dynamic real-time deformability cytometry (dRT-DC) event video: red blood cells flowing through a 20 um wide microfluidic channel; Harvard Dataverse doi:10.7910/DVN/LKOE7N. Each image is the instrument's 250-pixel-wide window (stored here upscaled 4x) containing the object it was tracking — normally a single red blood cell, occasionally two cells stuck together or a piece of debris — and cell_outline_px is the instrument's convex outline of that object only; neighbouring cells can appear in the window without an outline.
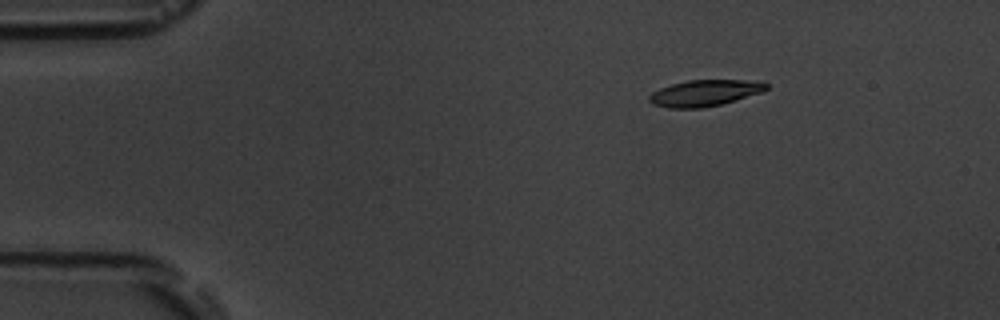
{"species": "common noctule bat (a hibernating species)", "species_latin": "Nyctalus noctula", "temperature_condition": "room temperature", "stored_images_in_passage": 5, "camera_frame_rate_fps": 3000, "um_per_image_px": 0.085, "animal": {"sex": "male", "body_mass_g": 19.5, "forearm_length_mm": 54.6}, "frame": {"image": 1, "passage_image": 3, "time_ms": 2.0, "image_size_px": [1000, 320], "cell_outline_px": [[768, 88], [764, 92], [736, 100], [720, 104], [700, 108], [668, 108], [652, 104], [648, 100], [648, 96], [652, 92], [660, 88], [672, 84], [688, 80], [764, 80], [768, 84]], "centroid_in_image_um": [59.94, 7.9], "position_along_channel_um": 25.1, "area_um2": 18.15}}